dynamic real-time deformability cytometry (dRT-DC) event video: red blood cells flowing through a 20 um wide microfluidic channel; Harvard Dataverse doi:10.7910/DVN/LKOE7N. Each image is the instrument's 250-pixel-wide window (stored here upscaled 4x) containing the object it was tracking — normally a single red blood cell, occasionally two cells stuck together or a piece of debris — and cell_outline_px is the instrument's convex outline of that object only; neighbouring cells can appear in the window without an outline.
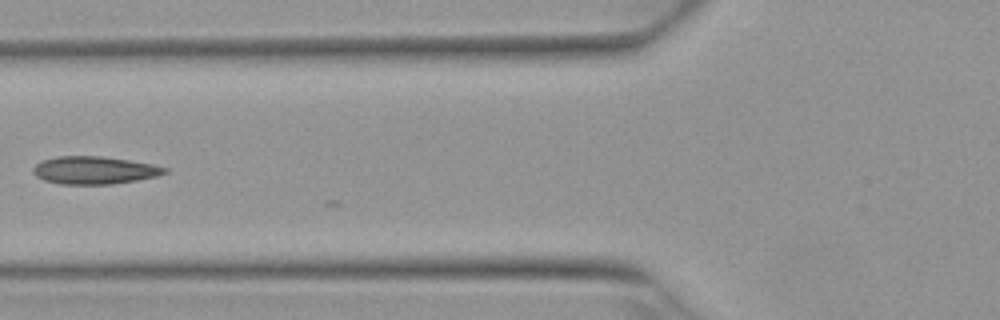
{"species": "Egyptian fruit bat (a non-hibernating species)", "species_latin": "Rousettus aegyptiacus", "temperature_condition": "warm", "stored_images_in_passage": 5, "camera_frame_rate_fps": 3000, "um_per_image_px": 0.085, "animal": {"sex": "female"}, "frame": {"image": 1, "passage_image": 5, "time_ms": 1.333, "image_size_px": [1000, 320], "cell_outline_px": [[168, 172], [156, 176], [136, 180], [112, 184], [60, 184], [44, 180], [36, 176], [32, 172], [32, 168], [40, 160], [56, 156], [100, 156], [128, 160], [152, 164], [168, 168]], "centroid_in_image_um": [7.98, 14.46], "position_along_channel_um": 117.8, "area_um2": 21.27}}